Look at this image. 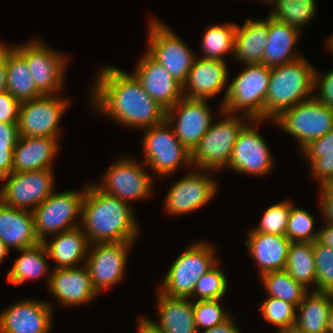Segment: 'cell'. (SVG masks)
I'll return each mask as SVG.
<instances>
[{
	"label": "cell",
	"instance_id": "1",
	"mask_svg": "<svg viewBox=\"0 0 333 333\" xmlns=\"http://www.w3.org/2000/svg\"><path fill=\"white\" fill-rule=\"evenodd\" d=\"M91 93L93 107L119 124L140 129L166 120V109L152 99L137 78L115 66H104Z\"/></svg>",
	"mask_w": 333,
	"mask_h": 333
},
{
	"label": "cell",
	"instance_id": "2",
	"mask_svg": "<svg viewBox=\"0 0 333 333\" xmlns=\"http://www.w3.org/2000/svg\"><path fill=\"white\" fill-rule=\"evenodd\" d=\"M130 205L87 184L79 221L90 244L135 242L139 225Z\"/></svg>",
	"mask_w": 333,
	"mask_h": 333
},
{
	"label": "cell",
	"instance_id": "3",
	"mask_svg": "<svg viewBox=\"0 0 333 333\" xmlns=\"http://www.w3.org/2000/svg\"><path fill=\"white\" fill-rule=\"evenodd\" d=\"M314 76L315 68L304 57L271 68L264 120H274L286 109L313 97Z\"/></svg>",
	"mask_w": 333,
	"mask_h": 333
},
{
	"label": "cell",
	"instance_id": "4",
	"mask_svg": "<svg viewBox=\"0 0 333 333\" xmlns=\"http://www.w3.org/2000/svg\"><path fill=\"white\" fill-rule=\"evenodd\" d=\"M224 119L220 122L211 124L207 133L199 141L198 145L191 152V165L196 169L216 170L226 168L229 164L233 146L238 138L239 133L248 124L257 123L260 125L264 120H252L249 116L242 115L240 118L225 113L221 110ZM227 114V115H224ZM227 116V117H226ZM245 117V118H243ZM260 122V124H259Z\"/></svg>",
	"mask_w": 333,
	"mask_h": 333
},
{
	"label": "cell",
	"instance_id": "5",
	"mask_svg": "<svg viewBox=\"0 0 333 333\" xmlns=\"http://www.w3.org/2000/svg\"><path fill=\"white\" fill-rule=\"evenodd\" d=\"M270 76L271 68L264 64L245 65L229 84L221 110L235 115L237 110H244L243 114L252 120H264V102Z\"/></svg>",
	"mask_w": 333,
	"mask_h": 333
},
{
	"label": "cell",
	"instance_id": "6",
	"mask_svg": "<svg viewBox=\"0 0 333 333\" xmlns=\"http://www.w3.org/2000/svg\"><path fill=\"white\" fill-rule=\"evenodd\" d=\"M218 262L213 246L193 243L173 262L158 290L170 297L191 299L197 281Z\"/></svg>",
	"mask_w": 333,
	"mask_h": 333
},
{
	"label": "cell",
	"instance_id": "7",
	"mask_svg": "<svg viewBox=\"0 0 333 333\" xmlns=\"http://www.w3.org/2000/svg\"><path fill=\"white\" fill-rule=\"evenodd\" d=\"M143 130V163L150 165L153 173L164 177L171 175L181 165L192 167L190 151L176 137L167 120Z\"/></svg>",
	"mask_w": 333,
	"mask_h": 333
},
{
	"label": "cell",
	"instance_id": "8",
	"mask_svg": "<svg viewBox=\"0 0 333 333\" xmlns=\"http://www.w3.org/2000/svg\"><path fill=\"white\" fill-rule=\"evenodd\" d=\"M270 121L297 138L301 150L310 141L324 136L333 128V109L313 96L286 109Z\"/></svg>",
	"mask_w": 333,
	"mask_h": 333
},
{
	"label": "cell",
	"instance_id": "9",
	"mask_svg": "<svg viewBox=\"0 0 333 333\" xmlns=\"http://www.w3.org/2000/svg\"><path fill=\"white\" fill-rule=\"evenodd\" d=\"M85 191L86 187L81 193L72 190L53 192L32 211L35 232L40 242L45 241L48 234L56 235L80 226L74 220L79 216L81 220Z\"/></svg>",
	"mask_w": 333,
	"mask_h": 333
},
{
	"label": "cell",
	"instance_id": "10",
	"mask_svg": "<svg viewBox=\"0 0 333 333\" xmlns=\"http://www.w3.org/2000/svg\"><path fill=\"white\" fill-rule=\"evenodd\" d=\"M151 20L147 53L183 87L196 58L195 53L164 22L156 18Z\"/></svg>",
	"mask_w": 333,
	"mask_h": 333
},
{
	"label": "cell",
	"instance_id": "11",
	"mask_svg": "<svg viewBox=\"0 0 333 333\" xmlns=\"http://www.w3.org/2000/svg\"><path fill=\"white\" fill-rule=\"evenodd\" d=\"M53 174L52 169L12 172L2 179L6 181L0 189V200L13 208L32 212L54 192Z\"/></svg>",
	"mask_w": 333,
	"mask_h": 333
},
{
	"label": "cell",
	"instance_id": "12",
	"mask_svg": "<svg viewBox=\"0 0 333 333\" xmlns=\"http://www.w3.org/2000/svg\"><path fill=\"white\" fill-rule=\"evenodd\" d=\"M69 103L59 94L22 102L17 122L19 136L59 138V122Z\"/></svg>",
	"mask_w": 333,
	"mask_h": 333
},
{
	"label": "cell",
	"instance_id": "13",
	"mask_svg": "<svg viewBox=\"0 0 333 333\" xmlns=\"http://www.w3.org/2000/svg\"><path fill=\"white\" fill-rule=\"evenodd\" d=\"M144 163L131 158H120L113 163L103 175L102 183L95 185L108 195L118 197L121 201L130 203L151 194L152 176L144 170Z\"/></svg>",
	"mask_w": 333,
	"mask_h": 333
},
{
	"label": "cell",
	"instance_id": "14",
	"mask_svg": "<svg viewBox=\"0 0 333 333\" xmlns=\"http://www.w3.org/2000/svg\"><path fill=\"white\" fill-rule=\"evenodd\" d=\"M13 47L26 59L38 91L42 95L58 94L64 82L66 56L47 48L41 41Z\"/></svg>",
	"mask_w": 333,
	"mask_h": 333
},
{
	"label": "cell",
	"instance_id": "15",
	"mask_svg": "<svg viewBox=\"0 0 333 333\" xmlns=\"http://www.w3.org/2000/svg\"><path fill=\"white\" fill-rule=\"evenodd\" d=\"M207 101L208 99L182 97L173 107L166 110L167 122L172 125L176 137L190 153L207 133L213 121Z\"/></svg>",
	"mask_w": 333,
	"mask_h": 333
},
{
	"label": "cell",
	"instance_id": "16",
	"mask_svg": "<svg viewBox=\"0 0 333 333\" xmlns=\"http://www.w3.org/2000/svg\"><path fill=\"white\" fill-rule=\"evenodd\" d=\"M132 243L134 242L90 244L83 265L86 266L92 285L98 293L122 281Z\"/></svg>",
	"mask_w": 333,
	"mask_h": 333
},
{
	"label": "cell",
	"instance_id": "17",
	"mask_svg": "<svg viewBox=\"0 0 333 333\" xmlns=\"http://www.w3.org/2000/svg\"><path fill=\"white\" fill-rule=\"evenodd\" d=\"M188 175L174 183L165 199V209L170 215H182L203 207L218 192L216 181L193 168Z\"/></svg>",
	"mask_w": 333,
	"mask_h": 333
},
{
	"label": "cell",
	"instance_id": "18",
	"mask_svg": "<svg viewBox=\"0 0 333 333\" xmlns=\"http://www.w3.org/2000/svg\"><path fill=\"white\" fill-rule=\"evenodd\" d=\"M256 128L247 124L242 129L226 168L250 175H265L272 170L274 159L271 150Z\"/></svg>",
	"mask_w": 333,
	"mask_h": 333
},
{
	"label": "cell",
	"instance_id": "19",
	"mask_svg": "<svg viewBox=\"0 0 333 333\" xmlns=\"http://www.w3.org/2000/svg\"><path fill=\"white\" fill-rule=\"evenodd\" d=\"M52 314L51 303L33 299L18 301L0 313V333H48Z\"/></svg>",
	"mask_w": 333,
	"mask_h": 333
},
{
	"label": "cell",
	"instance_id": "20",
	"mask_svg": "<svg viewBox=\"0 0 333 333\" xmlns=\"http://www.w3.org/2000/svg\"><path fill=\"white\" fill-rule=\"evenodd\" d=\"M133 75L145 92L166 110L183 97L182 86L147 52L137 63Z\"/></svg>",
	"mask_w": 333,
	"mask_h": 333
},
{
	"label": "cell",
	"instance_id": "21",
	"mask_svg": "<svg viewBox=\"0 0 333 333\" xmlns=\"http://www.w3.org/2000/svg\"><path fill=\"white\" fill-rule=\"evenodd\" d=\"M82 267L53 269L48 276L50 292L64 306L86 304L99 294L92 285L86 266Z\"/></svg>",
	"mask_w": 333,
	"mask_h": 333
},
{
	"label": "cell",
	"instance_id": "22",
	"mask_svg": "<svg viewBox=\"0 0 333 333\" xmlns=\"http://www.w3.org/2000/svg\"><path fill=\"white\" fill-rule=\"evenodd\" d=\"M227 69L225 61L196 57L182 87L183 97L209 100L216 96L226 86Z\"/></svg>",
	"mask_w": 333,
	"mask_h": 333
},
{
	"label": "cell",
	"instance_id": "23",
	"mask_svg": "<svg viewBox=\"0 0 333 333\" xmlns=\"http://www.w3.org/2000/svg\"><path fill=\"white\" fill-rule=\"evenodd\" d=\"M247 250L258 264L260 275L285 270L291 241L286 236L248 232Z\"/></svg>",
	"mask_w": 333,
	"mask_h": 333
},
{
	"label": "cell",
	"instance_id": "24",
	"mask_svg": "<svg viewBox=\"0 0 333 333\" xmlns=\"http://www.w3.org/2000/svg\"><path fill=\"white\" fill-rule=\"evenodd\" d=\"M0 239L10 249H26L40 242L35 232L33 214L13 208L0 200Z\"/></svg>",
	"mask_w": 333,
	"mask_h": 333
},
{
	"label": "cell",
	"instance_id": "25",
	"mask_svg": "<svg viewBox=\"0 0 333 333\" xmlns=\"http://www.w3.org/2000/svg\"><path fill=\"white\" fill-rule=\"evenodd\" d=\"M58 139L20 136L13 151V172L53 169Z\"/></svg>",
	"mask_w": 333,
	"mask_h": 333
},
{
	"label": "cell",
	"instance_id": "26",
	"mask_svg": "<svg viewBox=\"0 0 333 333\" xmlns=\"http://www.w3.org/2000/svg\"><path fill=\"white\" fill-rule=\"evenodd\" d=\"M300 34V30L268 16V41L263 64L273 68L303 57L300 52L294 51Z\"/></svg>",
	"mask_w": 333,
	"mask_h": 333
},
{
	"label": "cell",
	"instance_id": "27",
	"mask_svg": "<svg viewBox=\"0 0 333 333\" xmlns=\"http://www.w3.org/2000/svg\"><path fill=\"white\" fill-rule=\"evenodd\" d=\"M53 236L54 240L47 238L42 243L56 262L54 269L79 267V263L86 260L90 242L80 226Z\"/></svg>",
	"mask_w": 333,
	"mask_h": 333
},
{
	"label": "cell",
	"instance_id": "28",
	"mask_svg": "<svg viewBox=\"0 0 333 333\" xmlns=\"http://www.w3.org/2000/svg\"><path fill=\"white\" fill-rule=\"evenodd\" d=\"M159 323L153 321L162 333H198L190 298L170 297L158 290Z\"/></svg>",
	"mask_w": 333,
	"mask_h": 333
},
{
	"label": "cell",
	"instance_id": "29",
	"mask_svg": "<svg viewBox=\"0 0 333 333\" xmlns=\"http://www.w3.org/2000/svg\"><path fill=\"white\" fill-rule=\"evenodd\" d=\"M267 36L268 18L246 20L242 27H236L233 56L244 65L263 64Z\"/></svg>",
	"mask_w": 333,
	"mask_h": 333
},
{
	"label": "cell",
	"instance_id": "30",
	"mask_svg": "<svg viewBox=\"0 0 333 333\" xmlns=\"http://www.w3.org/2000/svg\"><path fill=\"white\" fill-rule=\"evenodd\" d=\"M332 310L333 292L314 290L307 293L297 306L295 327L302 333H327V322Z\"/></svg>",
	"mask_w": 333,
	"mask_h": 333
},
{
	"label": "cell",
	"instance_id": "31",
	"mask_svg": "<svg viewBox=\"0 0 333 333\" xmlns=\"http://www.w3.org/2000/svg\"><path fill=\"white\" fill-rule=\"evenodd\" d=\"M11 47L7 46L6 91L20 103L42 96L35 85L26 59Z\"/></svg>",
	"mask_w": 333,
	"mask_h": 333
},
{
	"label": "cell",
	"instance_id": "32",
	"mask_svg": "<svg viewBox=\"0 0 333 333\" xmlns=\"http://www.w3.org/2000/svg\"><path fill=\"white\" fill-rule=\"evenodd\" d=\"M21 256L7 273V281L17 287L28 279H38L49 271L45 245L41 242L31 248L18 250Z\"/></svg>",
	"mask_w": 333,
	"mask_h": 333
},
{
	"label": "cell",
	"instance_id": "33",
	"mask_svg": "<svg viewBox=\"0 0 333 333\" xmlns=\"http://www.w3.org/2000/svg\"><path fill=\"white\" fill-rule=\"evenodd\" d=\"M285 270L307 289L314 284L316 291V264L312 242H291Z\"/></svg>",
	"mask_w": 333,
	"mask_h": 333
},
{
	"label": "cell",
	"instance_id": "34",
	"mask_svg": "<svg viewBox=\"0 0 333 333\" xmlns=\"http://www.w3.org/2000/svg\"><path fill=\"white\" fill-rule=\"evenodd\" d=\"M261 279L268 296L292 303L296 307L309 292L304 285L295 281L286 270L264 274Z\"/></svg>",
	"mask_w": 333,
	"mask_h": 333
},
{
	"label": "cell",
	"instance_id": "35",
	"mask_svg": "<svg viewBox=\"0 0 333 333\" xmlns=\"http://www.w3.org/2000/svg\"><path fill=\"white\" fill-rule=\"evenodd\" d=\"M269 3L275 6L269 16L298 30L312 20L317 9L315 0H271Z\"/></svg>",
	"mask_w": 333,
	"mask_h": 333
},
{
	"label": "cell",
	"instance_id": "36",
	"mask_svg": "<svg viewBox=\"0 0 333 333\" xmlns=\"http://www.w3.org/2000/svg\"><path fill=\"white\" fill-rule=\"evenodd\" d=\"M236 27L237 25L233 23L210 26L201 41L202 51L205 55L201 58L225 61L224 54L231 52L234 54Z\"/></svg>",
	"mask_w": 333,
	"mask_h": 333
},
{
	"label": "cell",
	"instance_id": "37",
	"mask_svg": "<svg viewBox=\"0 0 333 333\" xmlns=\"http://www.w3.org/2000/svg\"><path fill=\"white\" fill-rule=\"evenodd\" d=\"M314 216L308 211L297 208L294 204L291 207L285 236L291 242H314L318 239L319 230L316 231ZM315 230V231H314Z\"/></svg>",
	"mask_w": 333,
	"mask_h": 333
},
{
	"label": "cell",
	"instance_id": "38",
	"mask_svg": "<svg viewBox=\"0 0 333 333\" xmlns=\"http://www.w3.org/2000/svg\"><path fill=\"white\" fill-rule=\"evenodd\" d=\"M258 307L265 321L277 326L278 330L295 327L297 307L284 300L267 297Z\"/></svg>",
	"mask_w": 333,
	"mask_h": 333
},
{
	"label": "cell",
	"instance_id": "39",
	"mask_svg": "<svg viewBox=\"0 0 333 333\" xmlns=\"http://www.w3.org/2000/svg\"><path fill=\"white\" fill-rule=\"evenodd\" d=\"M219 263L221 262L219 261L197 281L191 295L195 299L193 301L222 299L227 292L228 280L221 268L219 269Z\"/></svg>",
	"mask_w": 333,
	"mask_h": 333
},
{
	"label": "cell",
	"instance_id": "40",
	"mask_svg": "<svg viewBox=\"0 0 333 333\" xmlns=\"http://www.w3.org/2000/svg\"><path fill=\"white\" fill-rule=\"evenodd\" d=\"M293 203L289 200L268 207L262 215L259 226L250 232H261L285 236L286 226Z\"/></svg>",
	"mask_w": 333,
	"mask_h": 333
},
{
	"label": "cell",
	"instance_id": "41",
	"mask_svg": "<svg viewBox=\"0 0 333 333\" xmlns=\"http://www.w3.org/2000/svg\"><path fill=\"white\" fill-rule=\"evenodd\" d=\"M316 264V291L333 292V248L313 242Z\"/></svg>",
	"mask_w": 333,
	"mask_h": 333
},
{
	"label": "cell",
	"instance_id": "42",
	"mask_svg": "<svg viewBox=\"0 0 333 333\" xmlns=\"http://www.w3.org/2000/svg\"><path fill=\"white\" fill-rule=\"evenodd\" d=\"M222 299L193 301L194 319L199 332L201 328L208 329L226 321L230 315L220 304Z\"/></svg>",
	"mask_w": 333,
	"mask_h": 333
},
{
	"label": "cell",
	"instance_id": "43",
	"mask_svg": "<svg viewBox=\"0 0 333 333\" xmlns=\"http://www.w3.org/2000/svg\"><path fill=\"white\" fill-rule=\"evenodd\" d=\"M19 137L17 123L0 122V181L13 172V151Z\"/></svg>",
	"mask_w": 333,
	"mask_h": 333
},
{
	"label": "cell",
	"instance_id": "44",
	"mask_svg": "<svg viewBox=\"0 0 333 333\" xmlns=\"http://www.w3.org/2000/svg\"><path fill=\"white\" fill-rule=\"evenodd\" d=\"M306 160L310 162L312 175L321 185L333 181V152L322 153V157Z\"/></svg>",
	"mask_w": 333,
	"mask_h": 333
},
{
	"label": "cell",
	"instance_id": "45",
	"mask_svg": "<svg viewBox=\"0 0 333 333\" xmlns=\"http://www.w3.org/2000/svg\"><path fill=\"white\" fill-rule=\"evenodd\" d=\"M319 89V95L315 97L324 105L333 109V69L321 76L315 70L314 90Z\"/></svg>",
	"mask_w": 333,
	"mask_h": 333
},
{
	"label": "cell",
	"instance_id": "46",
	"mask_svg": "<svg viewBox=\"0 0 333 333\" xmlns=\"http://www.w3.org/2000/svg\"><path fill=\"white\" fill-rule=\"evenodd\" d=\"M301 152L308 159H316L322 157V153L333 152V128L324 136L310 141Z\"/></svg>",
	"mask_w": 333,
	"mask_h": 333
},
{
	"label": "cell",
	"instance_id": "47",
	"mask_svg": "<svg viewBox=\"0 0 333 333\" xmlns=\"http://www.w3.org/2000/svg\"><path fill=\"white\" fill-rule=\"evenodd\" d=\"M20 102L8 91L0 93V122L17 123Z\"/></svg>",
	"mask_w": 333,
	"mask_h": 333
},
{
	"label": "cell",
	"instance_id": "48",
	"mask_svg": "<svg viewBox=\"0 0 333 333\" xmlns=\"http://www.w3.org/2000/svg\"><path fill=\"white\" fill-rule=\"evenodd\" d=\"M321 213L327 222L333 223V181L320 186Z\"/></svg>",
	"mask_w": 333,
	"mask_h": 333
},
{
	"label": "cell",
	"instance_id": "49",
	"mask_svg": "<svg viewBox=\"0 0 333 333\" xmlns=\"http://www.w3.org/2000/svg\"><path fill=\"white\" fill-rule=\"evenodd\" d=\"M230 316L226 321L221 324H218L212 328L203 329V332L199 331L198 333H241L237 324H235V318L232 319Z\"/></svg>",
	"mask_w": 333,
	"mask_h": 333
},
{
	"label": "cell",
	"instance_id": "50",
	"mask_svg": "<svg viewBox=\"0 0 333 333\" xmlns=\"http://www.w3.org/2000/svg\"><path fill=\"white\" fill-rule=\"evenodd\" d=\"M6 62H7V46H5V44L0 43V93L6 91L7 89Z\"/></svg>",
	"mask_w": 333,
	"mask_h": 333
},
{
	"label": "cell",
	"instance_id": "51",
	"mask_svg": "<svg viewBox=\"0 0 333 333\" xmlns=\"http://www.w3.org/2000/svg\"><path fill=\"white\" fill-rule=\"evenodd\" d=\"M317 240L325 246L333 248V223L325 222V227L319 230Z\"/></svg>",
	"mask_w": 333,
	"mask_h": 333
},
{
	"label": "cell",
	"instance_id": "52",
	"mask_svg": "<svg viewBox=\"0 0 333 333\" xmlns=\"http://www.w3.org/2000/svg\"><path fill=\"white\" fill-rule=\"evenodd\" d=\"M137 333H162L160 328L153 322V320L146 317H140L138 320Z\"/></svg>",
	"mask_w": 333,
	"mask_h": 333
},
{
	"label": "cell",
	"instance_id": "53",
	"mask_svg": "<svg viewBox=\"0 0 333 333\" xmlns=\"http://www.w3.org/2000/svg\"><path fill=\"white\" fill-rule=\"evenodd\" d=\"M9 250L10 249L6 246V244L0 239V262L3 261V259L9 253Z\"/></svg>",
	"mask_w": 333,
	"mask_h": 333
},
{
	"label": "cell",
	"instance_id": "54",
	"mask_svg": "<svg viewBox=\"0 0 333 333\" xmlns=\"http://www.w3.org/2000/svg\"><path fill=\"white\" fill-rule=\"evenodd\" d=\"M327 333H333V310L330 312L327 322Z\"/></svg>",
	"mask_w": 333,
	"mask_h": 333
},
{
	"label": "cell",
	"instance_id": "55",
	"mask_svg": "<svg viewBox=\"0 0 333 333\" xmlns=\"http://www.w3.org/2000/svg\"><path fill=\"white\" fill-rule=\"evenodd\" d=\"M277 332L278 333H302L296 327H291V328H287V329H281V330H279Z\"/></svg>",
	"mask_w": 333,
	"mask_h": 333
},
{
	"label": "cell",
	"instance_id": "56",
	"mask_svg": "<svg viewBox=\"0 0 333 333\" xmlns=\"http://www.w3.org/2000/svg\"><path fill=\"white\" fill-rule=\"evenodd\" d=\"M327 42V46H328V49L330 51H333V34L330 36V38L326 41Z\"/></svg>",
	"mask_w": 333,
	"mask_h": 333
}]
</instances>
